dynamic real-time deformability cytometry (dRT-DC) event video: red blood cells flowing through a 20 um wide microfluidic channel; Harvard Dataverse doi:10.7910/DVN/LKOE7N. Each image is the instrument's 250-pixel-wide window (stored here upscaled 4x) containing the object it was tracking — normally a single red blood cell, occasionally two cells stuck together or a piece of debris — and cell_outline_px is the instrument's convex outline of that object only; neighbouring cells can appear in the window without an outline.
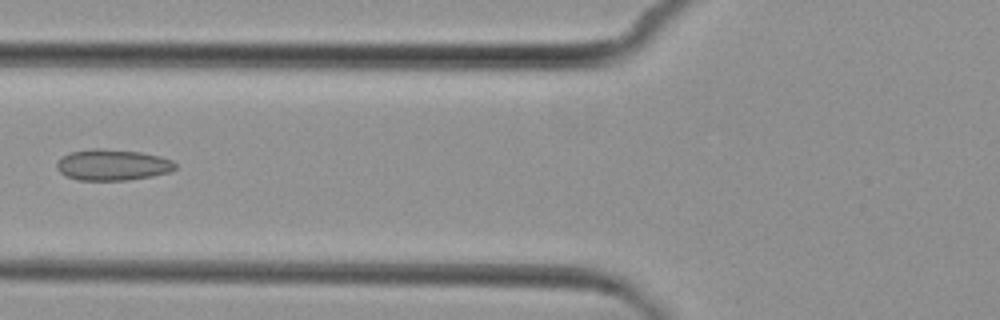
{"species": "common noctule bat (a hibernating species)", "species_latin": "Nyctalus noctula", "temperature_condition": "cold", "stored_images_in_passage": 4, "camera_frame_rate_fps": 3000, "um_per_image_px": 0.085, "animal": {"sex": "female", "body_mass_g": 29.2, "forearm_length_mm": 56.3}, "frame": {"image": 1, "passage_image": 3, "time_ms": 2.333, "image_size_px": [1000, 320], "cell_outline_px": [[176, 168], [172, 172], [152, 176], [128, 180], [76, 180], [60, 172], [56, 168], [56, 164], [64, 156], [72, 152], [92, 148], [100, 148], [140, 152], [160, 156], [172, 160], [176, 164]], "centroid_in_image_um": [9.61, 14.02], "position_along_channel_um": 116.2, "area_um2": 21.44}}
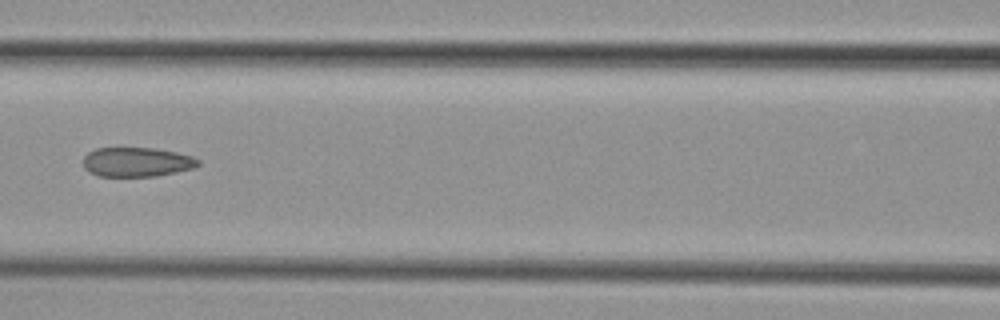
{"frame": {"image": 2, "passage_image": 4, "time_ms": 3.333, "image_size_px": [1000, 320], "cell_outline_px": [[200, 164], [196, 168], [156, 176], [96, 176], [88, 172], [84, 168], [84, 156], [88, 152], [96, 148], [156, 148], [176, 152], [192, 156], [200, 160]], "centroid_in_image_um": [11.64, 13.77], "position_along_channel_um": 155.0, "area_um2": 19.88}}